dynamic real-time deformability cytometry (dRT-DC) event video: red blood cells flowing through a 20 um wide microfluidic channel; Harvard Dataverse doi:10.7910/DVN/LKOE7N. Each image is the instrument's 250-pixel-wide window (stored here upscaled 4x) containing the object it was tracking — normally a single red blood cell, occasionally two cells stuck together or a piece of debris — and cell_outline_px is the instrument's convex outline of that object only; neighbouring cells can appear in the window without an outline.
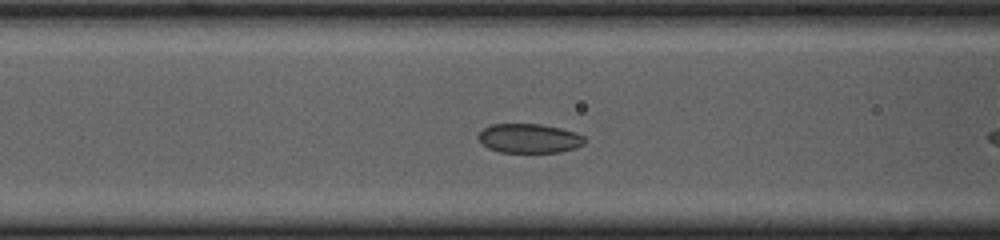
{"species": "common noctule bat (a hibernating species)", "species_latin": "Nyctalus noctula", "temperature_condition": "cold", "stored_images_in_passage": 25, "camera_frame_rate_fps": 3000, "um_per_image_px": 0.085, "animal": {"sex": "female", "body_mass_g": 23.0, "forearm_length_mm": 53.4}, "frame": {"image": 1, "passage_image": 10, "time_ms": 3.0, "image_size_px": [1000, 240], "cell_outline_px": [[584, 144], [576, 148], [560, 152], [500, 152], [488, 148], [476, 136], [484, 128], [492, 124], [540, 124], [560, 128], [576, 132], [584, 136]], "centroid_in_image_um": [44.99, 11.76], "position_along_channel_um": 121.6, "area_um2": 18.09}}
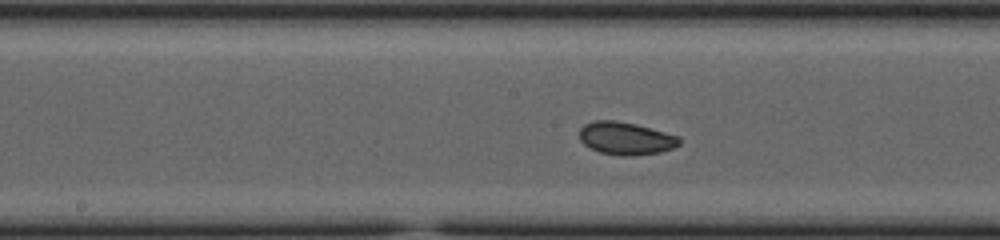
{"frame": {"image": 2, "passage_image": 16, "time_ms": 5.0, "image_size_px": [1000, 240], "cell_outline_px": [[680, 144], [672, 148], [660, 152], [632, 156], [620, 156], [600, 152], [588, 148], [580, 140], [580, 128], [584, 124], [596, 120], [616, 120], [636, 124], [680, 136]], "centroid_in_image_um": [53.18, 11.76], "position_along_channel_um": 195.0, "area_um2": 19.19}}
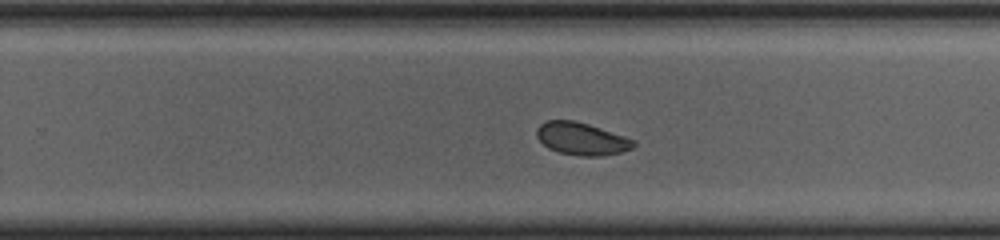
{"frame": {"image": 3, "passage_image": 23, "time_ms": 7.333, "image_size_px": [1000, 240], "cell_outline_px": [[636, 144], [632, 148], [620, 152], [604, 156], [580, 156], [560, 152], [548, 148], [536, 136], [536, 128], [544, 120], [572, 120], [588, 124], [636, 140]], "centroid_in_image_um": [49.42, 11.79], "position_along_channel_um": 280.4, "area_um2": 18.32}}